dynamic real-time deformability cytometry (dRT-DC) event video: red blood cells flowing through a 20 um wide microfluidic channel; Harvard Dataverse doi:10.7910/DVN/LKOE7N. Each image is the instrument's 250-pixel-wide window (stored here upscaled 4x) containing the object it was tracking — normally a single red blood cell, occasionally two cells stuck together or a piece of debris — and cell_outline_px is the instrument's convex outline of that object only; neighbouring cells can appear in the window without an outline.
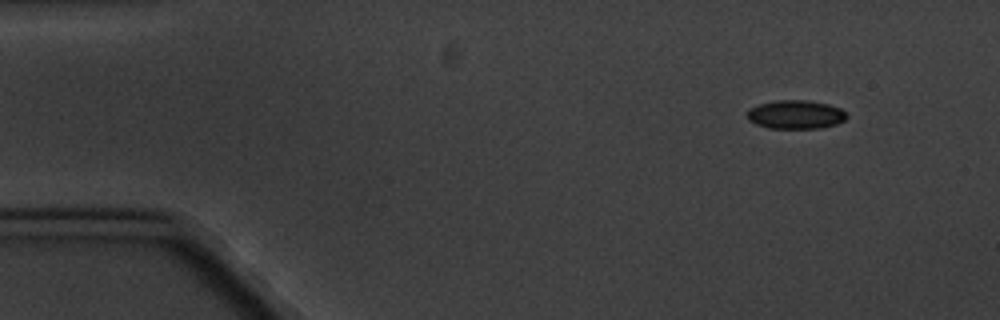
{"species": "common noctule bat (a hibernating species)", "species_latin": "Nyctalus noctula", "temperature_condition": "cold", "stored_images_in_passage": 6, "camera_frame_rate_fps": 3000, "um_per_image_px": 0.085, "animal": {"sex": "male", "body_mass_g": 20.1, "forearm_length_mm": 53.5}, "frame": {"image": 1, "passage_image": 1, "time_ms": 0.0, "image_size_px": [1000, 320], "cell_outline_px": [[848, 116], [844, 120], [836, 124], [820, 128], [768, 128], [756, 124], [748, 120], [748, 108], [760, 104], [776, 100], [808, 100], [828, 104], [840, 108]], "centroid_in_image_um": [67.62, 9.73], "position_along_channel_um": 17.4, "area_um2": 16.59}}
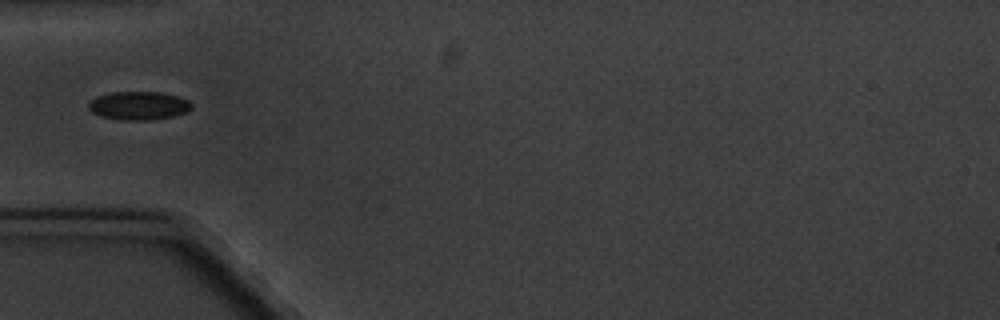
{"frame": {"image": 2, "passage_image": 4, "time_ms": 4.333, "image_size_px": [1000, 320], "cell_outline_px": [[192, 108], [188, 112], [172, 116], [148, 120], [120, 120], [100, 116], [92, 112], [88, 108], [88, 104], [96, 96], [112, 92], [160, 92], [176, 96], [188, 100], [192, 104]], "centroid_in_image_um": [11.78, 8.98], "position_along_channel_um": 73.2, "area_um2": 17.05}}